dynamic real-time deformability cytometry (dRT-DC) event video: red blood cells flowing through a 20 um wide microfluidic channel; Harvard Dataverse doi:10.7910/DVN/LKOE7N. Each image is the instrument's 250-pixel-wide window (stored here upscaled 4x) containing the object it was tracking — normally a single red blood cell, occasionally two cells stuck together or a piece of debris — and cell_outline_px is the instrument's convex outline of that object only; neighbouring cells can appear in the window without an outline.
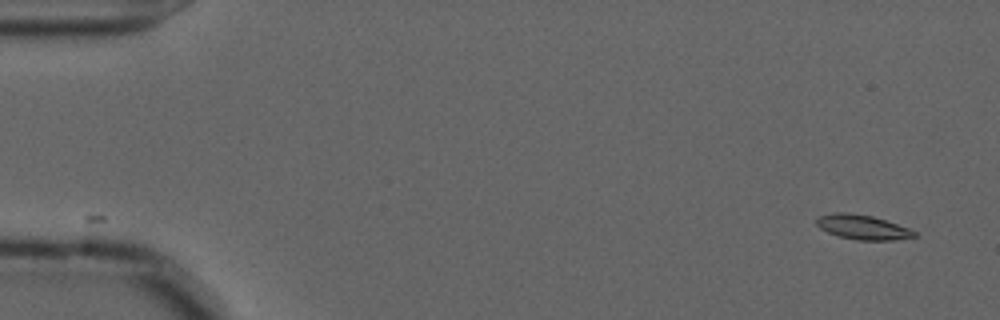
{"species": "common noctule bat (a hibernating species)", "species_latin": "Nyctalus noctula", "temperature_condition": "cold", "stored_images_in_passage": 54, "camera_frame_rate_fps": 3000, "um_per_image_px": 0.085, "animal": {"sex": "male", "forearm_length_mm": 52.5}, "frame": {"image": 1, "passage_image": 1, "time_ms": 0.0, "image_size_px": [1000, 320], "cell_outline_px": [[920, 236], [892, 240], [856, 240], [840, 236], [828, 232], [820, 228], [816, 224], [816, 220], [820, 216], [832, 212], [852, 212], [872, 216], [908, 228], [916, 232]], "centroid_in_image_um": [73.32, 19.3], "position_along_channel_um": 11.7, "area_um2": 13.99}}
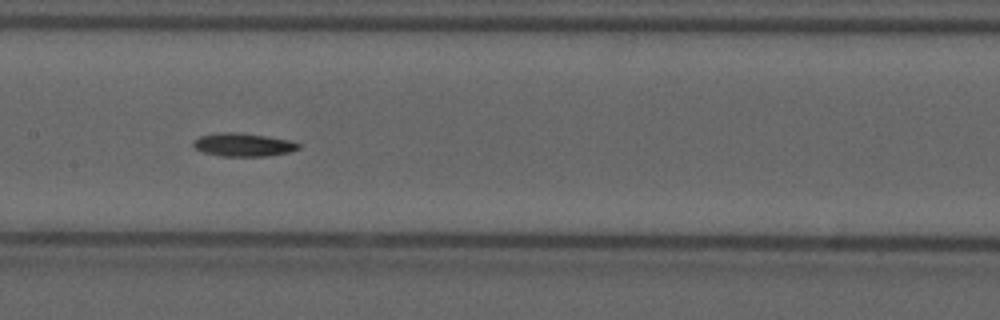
{"frame": {"image": 2, "passage_image": 26, "time_ms": 8.333, "image_size_px": [1000, 320], "cell_outline_px": [[300, 148], [288, 152], [264, 156], [220, 156], [204, 152], [196, 148], [192, 144], [192, 140], [200, 136], [220, 132], [236, 132], [264, 136], [288, 140], [300, 144]], "centroid_in_image_um": [20.63, 12.3], "position_along_channel_um": 186.8, "area_um2": 14.05}}
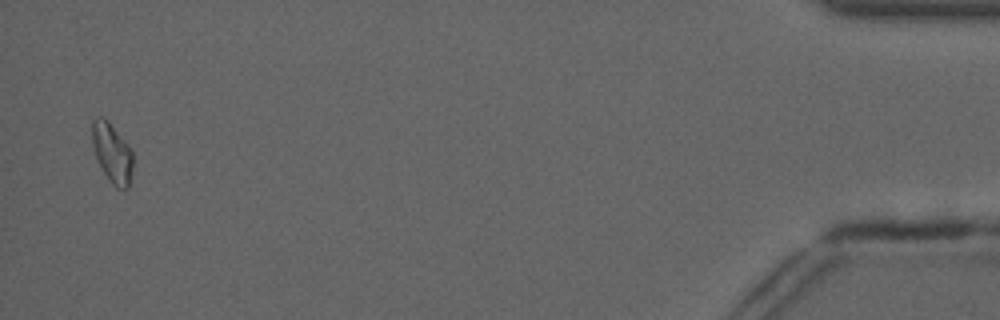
{"frame": {"image": 3, "passage_image": 53, "time_ms": 17.333, "image_size_px": [1000, 320], "cell_outline_px": [[132, 172], [128, 188], [116, 188], [108, 180], [96, 156], [92, 144], [92, 120], [96, 116], [100, 116], [108, 120], [128, 144], [132, 152]], "centroid_in_image_um": [9.52, 12.98], "position_along_channel_um": 425.7, "area_um2": 14.1}}